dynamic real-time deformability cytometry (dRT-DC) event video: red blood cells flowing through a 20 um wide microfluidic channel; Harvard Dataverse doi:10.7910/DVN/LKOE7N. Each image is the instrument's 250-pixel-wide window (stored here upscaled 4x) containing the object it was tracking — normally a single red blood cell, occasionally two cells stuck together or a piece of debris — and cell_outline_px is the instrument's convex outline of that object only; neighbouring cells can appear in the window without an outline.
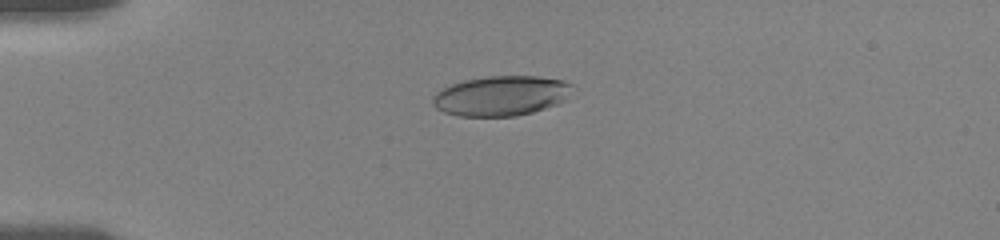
{"species": "human", "species_latin": "Homo sapiens", "temperature_condition": "room temperature", "stored_images_in_passage": 57, "camera_frame_rate_fps": 3000, "um_per_image_px": 0.085, "donor": {"sex": "female"}, "frame": {"image": 1, "passage_image": 15, "time_ms": 4.667, "image_size_px": [1000, 240], "cell_outline_px": [[572, 84], [564, 100], [556, 104], [532, 112], [516, 116], [460, 116], [444, 112], [436, 108], [432, 104], [432, 96], [440, 88], [464, 80], [488, 76], [536, 76], [564, 80]], "centroid_in_image_um": [42.53, 8.14], "position_along_channel_um": 42.5, "area_um2": 32.37}}
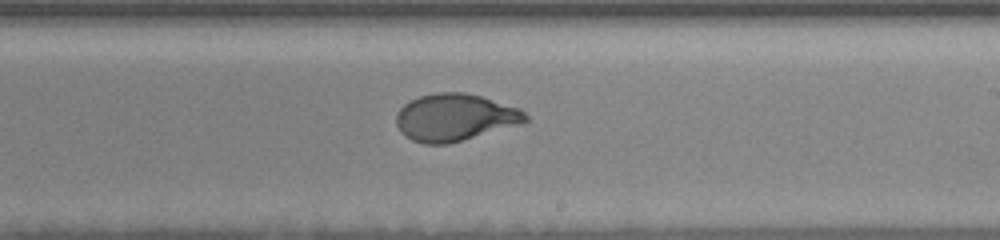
{"frame": {"image": 2, "passage_image": 35, "time_ms": 11.333, "image_size_px": [1000, 240], "cell_outline_px": [[528, 120], [524, 124], [448, 144], [424, 144], [412, 140], [404, 136], [400, 132], [396, 124], [396, 112], [404, 104], [420, 96], [436, 92], [464, 92], [480, 96], [520, 108], [528, 116]], "centroid_in_image_um": [38.67, 9.99], "position_along_channel_um": 250.3, "area_um2": 35.84}}
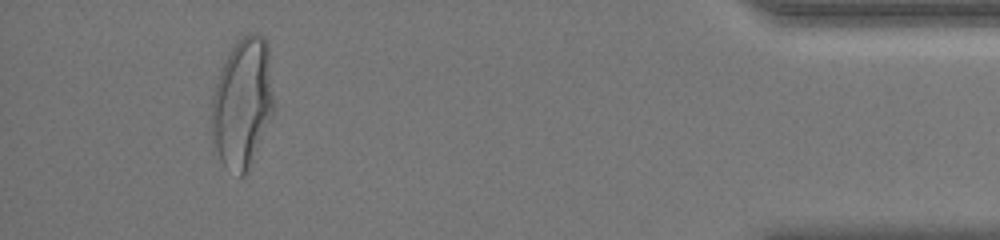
{"frame": {"image": 3, "passage_image": 53, "time_ms": 17.333, "image_size_px": [1000, 240], "cell_outline_px": [[276, 104], [272, 116], [248, 172], [244, 176], [240, 176], [224, 164], [220, 160], [212, 144], [212, 96], [224, 60], [236, 40], [248, 32], [256, 32], [264, 36], [268, 40]], "centroid_in_image_um": [20.65, 8.7], "position_along_channel_um": 414.5, "area_um2": 48.09}, "authors_computed_cell_mechanics": {"area_um2": 35.3736, "velocity_mm_per_s": 3.6245, "shape_relaxation_time_tau1_ms": 4.4882, "shape_relaxation_time_tau2_ms": null, "deformation_change_tau1": 0.2051, "deformation_change_tau2": null}}